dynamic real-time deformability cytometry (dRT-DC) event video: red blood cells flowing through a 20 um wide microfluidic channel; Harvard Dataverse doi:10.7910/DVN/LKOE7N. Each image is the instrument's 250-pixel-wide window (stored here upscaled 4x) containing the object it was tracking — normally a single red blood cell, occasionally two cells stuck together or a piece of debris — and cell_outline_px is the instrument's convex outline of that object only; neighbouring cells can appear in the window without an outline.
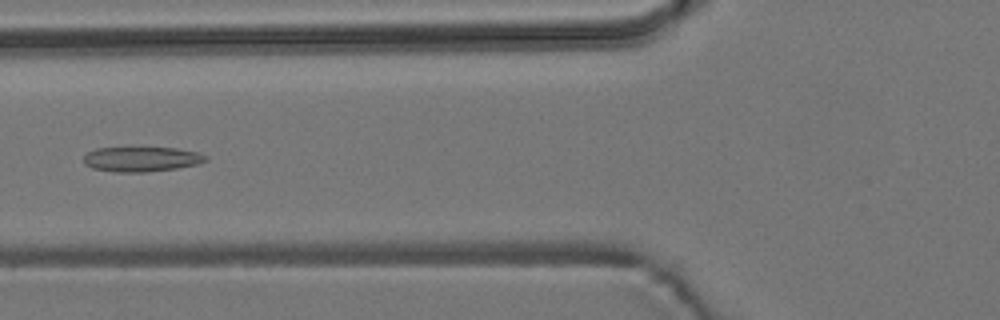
{"species": "common noctule bat (a hibernating species)", "species_latin": "Nyctalus noctula", "temperature_condition": "room temperature", "stored_images_in_passage": 4, "camera_frame_rate_fps": 3000, "um_per_image_px": 0.085, "animal": {"sex": "male", "body_mass_g": 19.2, "forearm_length_mm": 51.8}, "frame": {"image": 1, "passage_image": 4, "time_ms": 3.333, "image_size_px": [1000, 320], "cell_outline_px": [[208, 160], [196, 164], [176, 168], [144, 172], [112, 172], [92, 168], [84, 164], [84, 156], [88, 152], [96, 148], [176, 148], [196, 152], [208, 156]], "centroid_in_image_um": [12.0, 13.53], "position_along_channel_um": 113.8, "area_um2": 17.57}}